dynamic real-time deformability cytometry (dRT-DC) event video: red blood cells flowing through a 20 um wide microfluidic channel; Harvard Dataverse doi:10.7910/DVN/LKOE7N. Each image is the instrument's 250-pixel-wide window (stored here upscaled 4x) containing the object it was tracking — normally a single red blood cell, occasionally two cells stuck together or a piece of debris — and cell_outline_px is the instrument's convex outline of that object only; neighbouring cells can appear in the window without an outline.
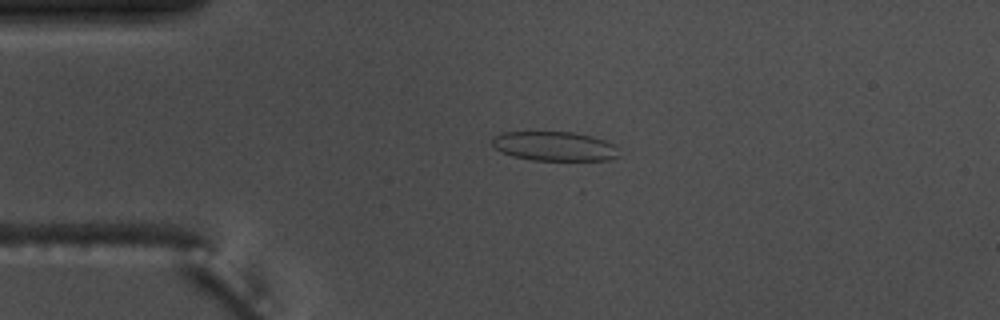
{"species": "common noctule bat (a hibernating species)", "species_latin": "Nyctalus noctula", "temperature_condition": "warm", "stored_images_in_passage": 47, "camera_frame_rate_fps": 3000, "um_per_image_px": 0.085, "animal": {"sex": "male", "body_mass_g": 17.5, "forearm_length_mm": 52.3}, "frame": {"image": 1, "passage_image": 5, "time_ms": 1.333, "image_size_px": [1000, 320], "cell_outline_px": [[620, 156], [608, 160], [532, 160], [512, 156], [500, 152], [492, 144], [492, 136], [500, 132], [572, 132], [592, 136], [604, 140], [612, 144], [616, 148]], "centroid_in_image_um": [47.09, 12.43], "position_along_channel_um": 37.9, "area_um2": 21.73}}
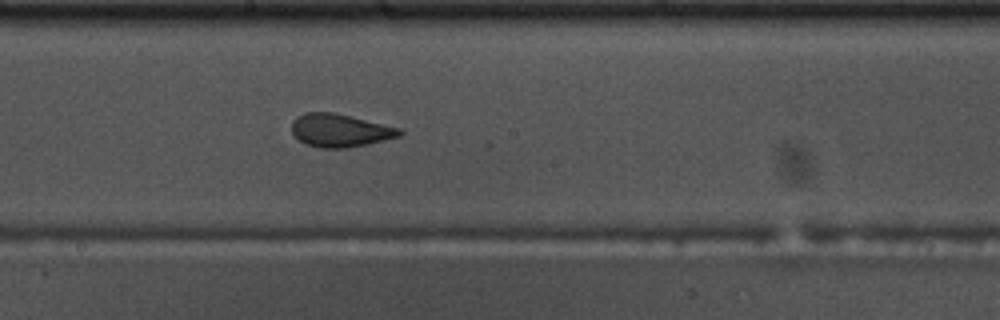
{"frame": {"image": 2, "passage_image": 22, "time_ms": 7.0, "image_size_px": [1000, 320], "cell_outline_px": [[404, 132], [400, 136], [368, 144], [348, 148], [320, 148], [304, 144], [292, 132], [292, 120], [296, 116], [304, 112], [332, 112], [400, 128]], "centroid_in_image_um": [28.87, 11.09], "position_along_channel_um": 219.3, "area_um2": 20.75}}
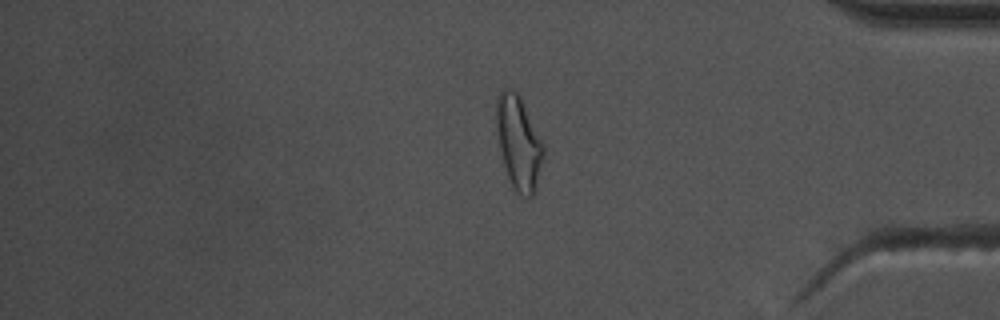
{"frame": {"image": 3, "passage_image": 38, "time_ms": 12.333, "image_size_px": [1000, 320], "cell_outline_px": [[544, 156], [536, 184], [532, 196], [520, 196], [512, 188], [504, 164], [500, 148], [496, 128], [496, 96], [504, 88], [508, 88], [516, 92], [520, 96], [544, 144]], "centroid_in_image_um": [44.08, 12.11], "position_along_channel_um": 391.1, "area_um2": 25.49}, "authors_computed_cell_mechanics": {"area_um2": 21.5016, "velocity_mm_per_s": 3.7033, "shape_relaxation_time_tau1_ms": null, "shape_relaxation_time_tau2_ms": 1.324, "deformation_change_tau1": null, "deformation_change_tau2": 0.0909}}